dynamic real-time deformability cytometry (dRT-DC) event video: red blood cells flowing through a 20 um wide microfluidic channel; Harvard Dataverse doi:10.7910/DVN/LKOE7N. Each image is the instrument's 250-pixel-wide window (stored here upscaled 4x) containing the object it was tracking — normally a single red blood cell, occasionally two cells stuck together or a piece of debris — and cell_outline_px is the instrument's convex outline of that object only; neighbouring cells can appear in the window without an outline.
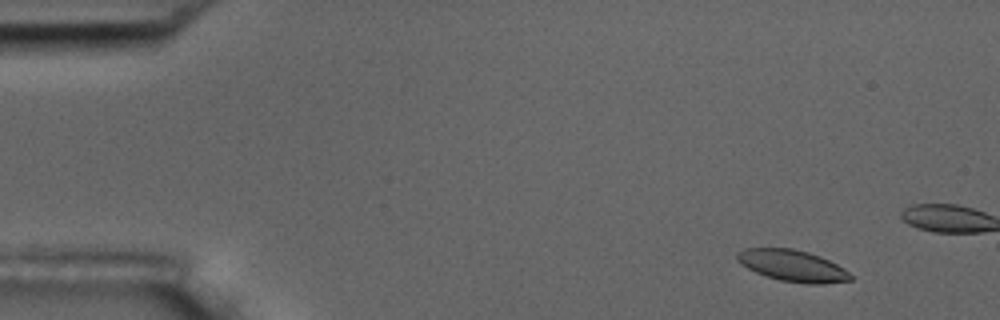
{"species": "common noctule bat (a hibernating species)", "species_latin": "Nyctalus noctula", "temperature_condition": "room temperature", "stored_images_in_passage": 16, "camera_frame_rate_fps": 3000, "um_per_image_px": 0.085, "animal": {"sex": "male", "body_mass_g": 17.5, "forearm_length_mm": 52.3}, "frame": {"image": 1, "passage_image": 5, "time_ms": 1.333, "image_size_px": [1000, 320], "cell_outline_px": [[852, 280], [824, 284], [808, 284], [780, 280], [764, 276], [740, 264], [736, 260], [736, 252], [744, 248], [792, 248], [808, 252], [820, 256], [844, 268], [852, 276]], "centroid_in_image_um": [67.34, 22.58], "position_along_channel_um": 17.7, "area_um2": 20.92}}